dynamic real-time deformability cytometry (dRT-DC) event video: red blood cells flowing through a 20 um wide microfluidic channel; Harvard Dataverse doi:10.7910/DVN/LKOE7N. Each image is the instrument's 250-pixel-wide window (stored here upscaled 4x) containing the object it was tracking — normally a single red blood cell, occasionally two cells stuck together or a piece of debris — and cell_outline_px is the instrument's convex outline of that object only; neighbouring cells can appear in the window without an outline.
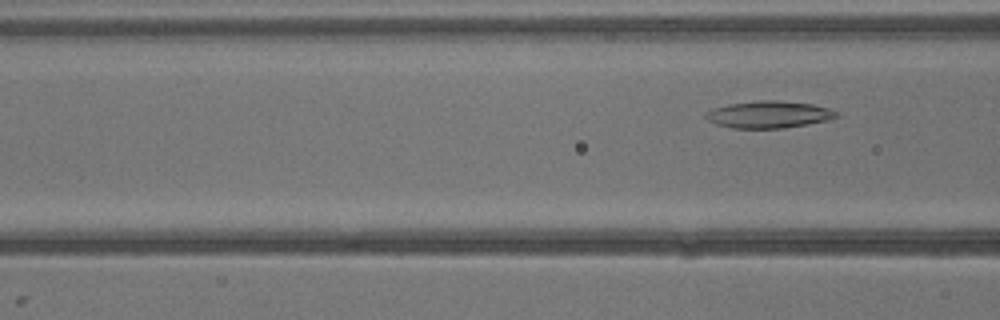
{"species": "common noctule bat (a hibernating species)", "species_latin": "Nyctalus noctula", "temperature_condition": "warm", "stored_images_in_passage": 5, "camera_frame_rate_fps": 3000, "um_per_image_px": 0.085, "animal": {"sex": "male", "body_mass_g": 13.3}, "frame": {"image": 1, "passage_image": 5, "time_ms": 4.667, "image_size_px": [1000, 320], "cell_outline_px": [[840, 116], [828, 120], [808, 124], [780, 128], [732, 128], [716, 124], [708, 120], [704, 116], [704, 112], [712, 108], [728, 104], [760, 100], [780, 100], [812, 104], [828, 108], [840, 112]], "centroid_in_image_um": [65.35, 9.72], "position_along_channel_um": 101.3, "area_um2": 20.75}}